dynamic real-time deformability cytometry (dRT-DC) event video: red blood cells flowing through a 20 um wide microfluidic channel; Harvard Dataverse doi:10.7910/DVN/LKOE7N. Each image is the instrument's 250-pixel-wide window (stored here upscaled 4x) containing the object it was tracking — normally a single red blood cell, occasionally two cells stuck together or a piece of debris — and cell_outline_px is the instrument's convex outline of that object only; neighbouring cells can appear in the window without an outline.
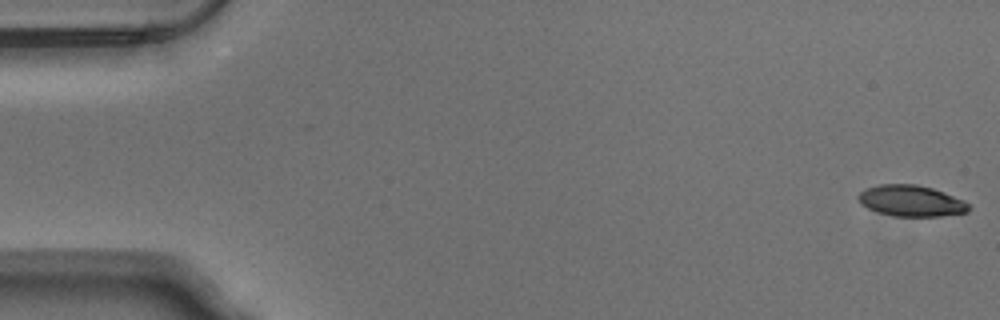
{"species": "Egyptian fruit bat (a non-hibernating species)", "species_latin": "Rousettus aegyptiacus", "temperature_condition": "warm", "stored_images_in_passage": 53, "camera_frame_rate_fps": 3000, "um_per_image_px": 0.085, "animal": {"sex": "male"}, "frame": {"image": 1, "passage_image": 1, "time_ms": 0.0, "image_size_px": [1000, 320], "cell_outline_px": [[972, 208], [968, 212], [940, 216], [892, 216], [876, 212], [860, 204], [860, 192], [864, 188], [880, 184], [916, 184], [932, 188], [944, 192], [964, 200]], "centroid_in_image_um": [77.46, 17.07], "position_along_channel_um": 7.5, "area_um2": 20.11}}
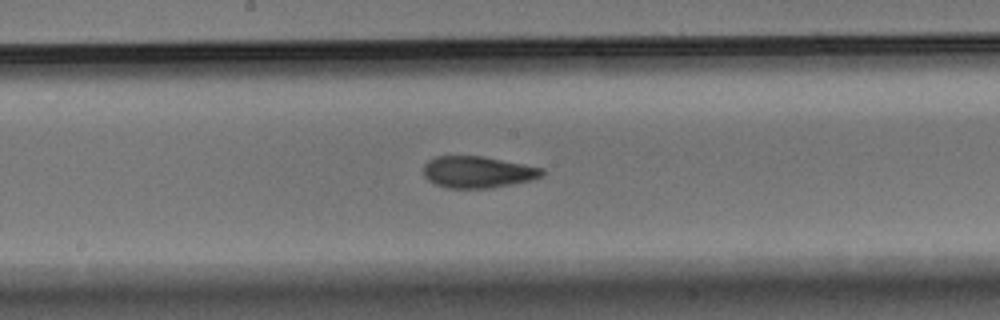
{"frame": {"image": 2, "passage_image": 28, "time_ms": 9.0, "image_size_px": [1000, 320], "cell_outline_px": [[544, 176], [532, 180], [492, 188], [444, 188], [428, 180], [424, 176], [424, 164], [428, 160], [436, 156], [484, 156], [544, 168]], "centroid_in_image_um": [40.62, 14.62], "position_along_channel_um": 207.6, "area_um2": 22.08}}
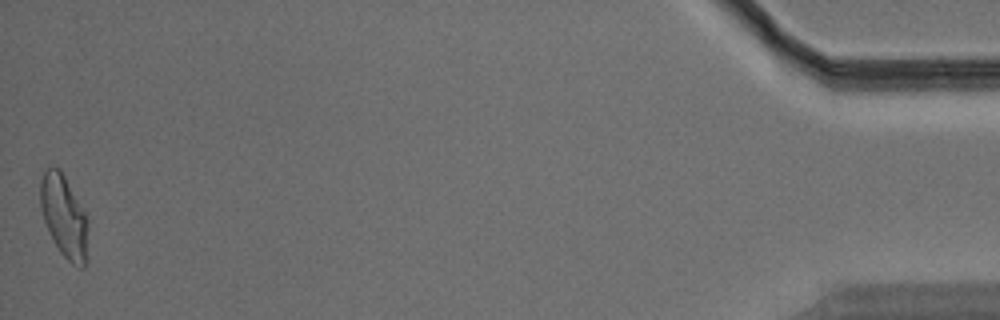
{"frame": {"image": 3, "passage_image": 53, "time_ms": 17.333, "image_size_px": [1000, 320], "cell_outline_px": [[88, 224], [84, 268], [80, 268], [72, 264], [60, 252], [48, 232], [40, 208], [40, 180], [48, 164], [60, 168], [84, 212], [88, 220]], "centroid_in_image_um": [5.41, 18.35], "position_along_channel_um": 429.8, "area_um2": 22.77}, "authors_computed_cell_mechanics": {"area_um2": 21.7328, "velocity_mm_per_s": 3.8036, "shape_relaxation_time_tau1_ms": 3.6357, "shape_relaxation_time_tau2_ms": 1.6971, "deformation_change_tau1": 0.1877, "deformation_change_tau2": 0.0912}}